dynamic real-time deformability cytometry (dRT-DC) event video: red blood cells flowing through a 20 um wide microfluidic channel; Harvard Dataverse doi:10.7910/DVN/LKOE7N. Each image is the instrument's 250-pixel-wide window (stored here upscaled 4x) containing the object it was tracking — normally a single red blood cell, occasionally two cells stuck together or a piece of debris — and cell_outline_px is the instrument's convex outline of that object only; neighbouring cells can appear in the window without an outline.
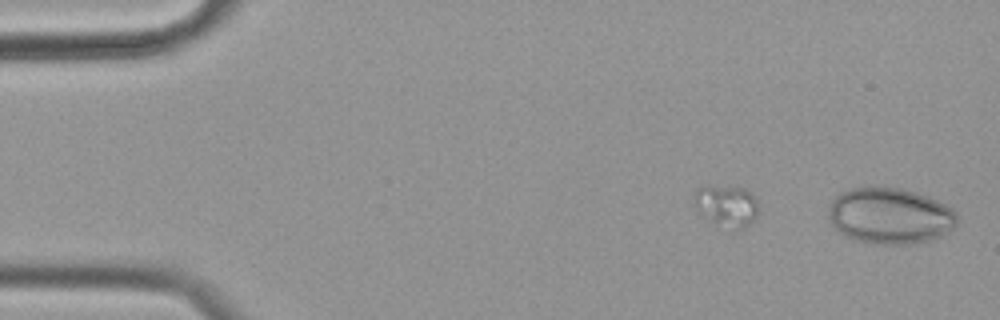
{"species": "common noctule bat (a hibernating species)", "species_latin": "Nyctalus noctula", "temperature_condition": "cold", "stored_images_in_passage": 51, "camera_frame_rate_fps": 3000, "um_per_image_px": 0.085, "animal": {"sex": "female", "body_mass_g": 19.9}, "frame": {"image": 1, "passage_image": 1, "time_ms": 0.0, "image_size_px": [1000, 320], "cell_outline_px": [[956, 224], [952, 228], [940, 236], [932, 240], [908, 244], [872, 244], [852, 240], [844, 236], [832, 224], [828, 216], [828, 208], [832, 200], [840, 192], [852, 188], [876, 184], [904, 188], [928, 196], [952, 208], [956, 212]], "centroid_in_image_um": [75.61, 18.32], "position_along_channel_um": 9.4, "area_um2": 42.89}}
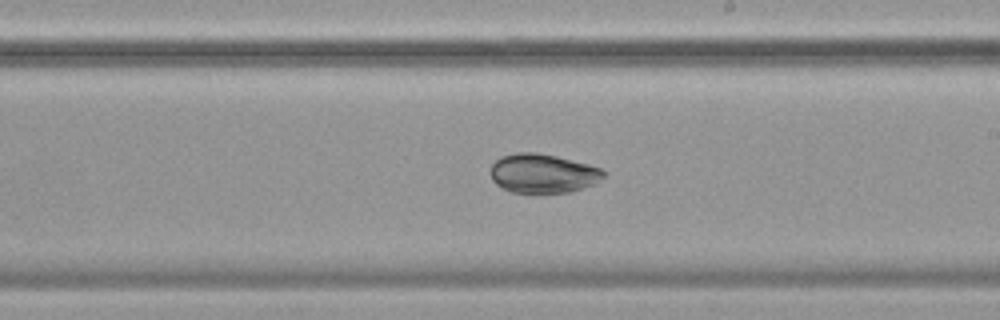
{"frame": {"image": 2, "passage_image": 32, "time_ms": 10.333, "image_size_px": [1000, 320], "cell_outline_px": [[604, 176], [596, 184], [568, 192], [512, 192], [496, 184], [492, 180], [492, 164], [500, 156], [516, 152], [536, 152], [556, 156], [588, 164], [600, 168], [604, 172]], "centroid_in_image_um": [46.15, 14.72], "position_along_channel_um": 242.9, "area_um2": 25.55}}
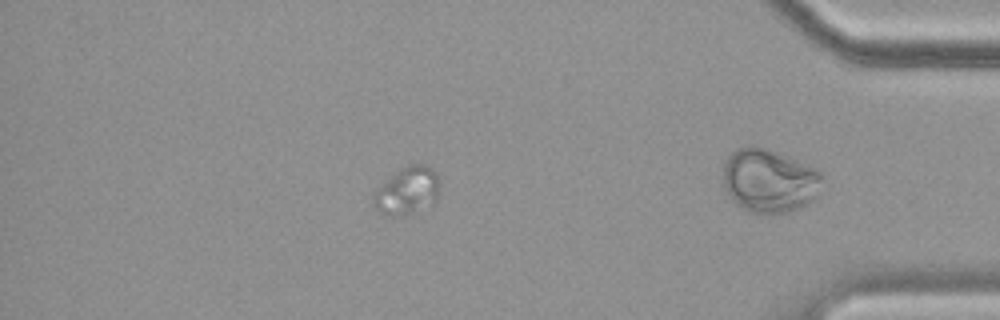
{"frame": {"image": 3, "passage_image": 43, "time_ms": 14.0, "image_size_px": [1000, 320], "cell_outline_px": [[440, 184], [436, 200], [432, 204], [416, 212], [392, 216], [384, 216], [372, 204], [372, 196], [396, 172], [408, 164], [420, 164], [432, 168], [436, 172], [440, 180]], "centroid_in_image_um": [34.65, 16.23], "position_along_channel_um": 400.5, "area_um2": 18.15}}